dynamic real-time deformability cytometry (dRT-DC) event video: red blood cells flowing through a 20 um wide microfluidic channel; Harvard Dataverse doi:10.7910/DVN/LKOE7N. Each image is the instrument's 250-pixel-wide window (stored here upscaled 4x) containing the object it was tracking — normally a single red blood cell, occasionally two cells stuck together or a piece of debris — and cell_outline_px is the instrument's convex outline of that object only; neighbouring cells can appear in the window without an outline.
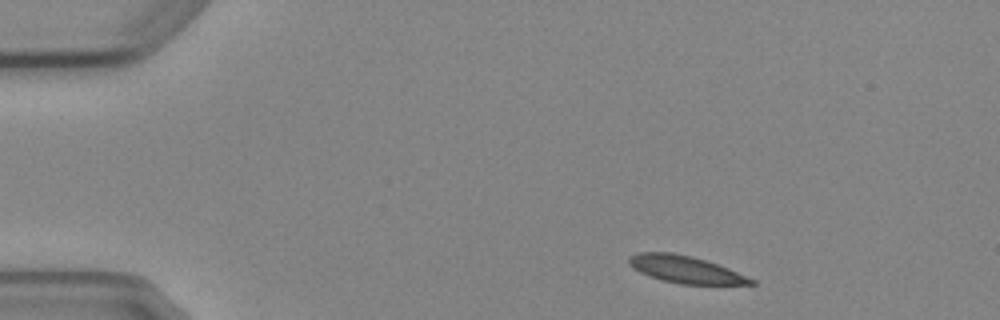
{"species": "Egyptian fruit bat (a non-hibernating species)", "species_latin": "Rousettus aegyptiacus", "temperature_condition": "cold", "stored_images_in_passage": 3, "camera_frame_rate_fps": 3000, "um_per_image_px": 0.085, "animal": {"sex": "female"}, "frame": {"image": 1, "passage_image": 1, "time_ms": 0.0, "image_size_px": [1000, 320], "cell_outline_px": [[756, 284], [680, 284], [660, 280], [640, 272], [632, 268], [628, 264], [628, 256], [636, 252], [672, 252], [692, 256], [728, 268], [756, 280]], "centroid_in_image_um": [58.21, 22.89], "position_along_channel_um": 26.8, "area_um2": 19.36}}